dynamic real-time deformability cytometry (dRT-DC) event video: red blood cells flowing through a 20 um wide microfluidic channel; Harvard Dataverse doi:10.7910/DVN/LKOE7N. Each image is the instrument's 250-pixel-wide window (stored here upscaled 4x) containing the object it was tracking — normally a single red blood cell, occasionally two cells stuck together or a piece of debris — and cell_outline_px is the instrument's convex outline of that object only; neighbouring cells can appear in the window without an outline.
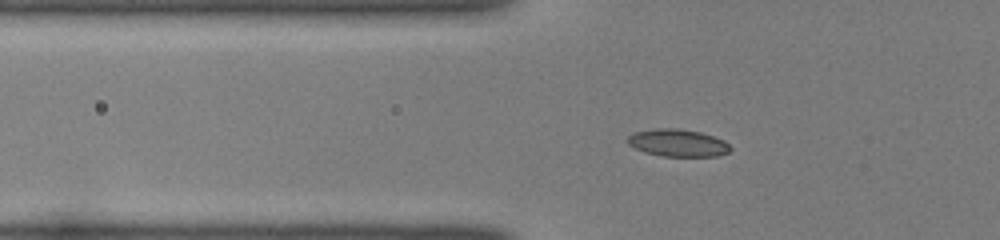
{"species": "common noctule bat (a hibernating species)", "species_latin": "Nyctalus noctula", "temperature_condition": "room temperature", "stored_images_in_passage": 41, "segment_of_instrument_passage": [1, 2], "camera_frame_rate_fps": 3000, "um_per_image_px": 0.085, "animal": {"sex": "female", "body_mass_g": 22.0, "forearm_length_mm": 56.7}, "frame": {"image": 1, "passage_image": 7, "time_ms": 2.0, "image_size_px": [1000, 240], "cell_outline_px": [[732, 148], [728, 152], [716, 156], [664, 156], [644, 152], [628, 144], [624, 140], [632, 132], [652, 128], [676, 128], [700, 132], [724, 140]], "centroid_in_image_um": [57.56, 12.13], "position_along_channel_um": 68.2, "area_um2": 16.47}}
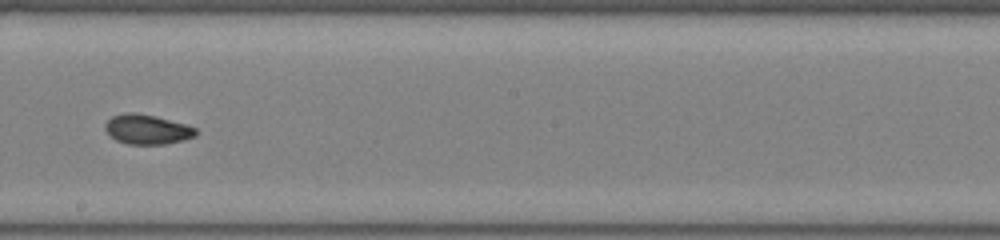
{"frame": {"image": 2, "passage_image": 20, "time_ms": 6.333, "image_size_px": [1000, 240], "cell_outline_px": [[196, 136], [184, 140], [164, 144], [128, 144], [116, 140], [104, 128], [104, 124], [112, 116], [128, 112], [132, 112], [152, 116], [184, 124], [196, 128]], "centroid_in_image_um": [12.49, 11.01], "position_along_channel_um": 235.7, "area_um2": 15.37}}
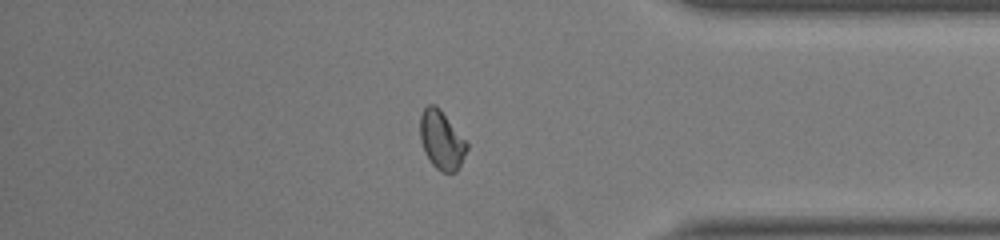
{"frame": {"image": 3, "passage_image": 33, "time_ms": 10.667, "image_size_px": [1000, 240], "cell_outline_px": [[468, 148], [456, 172], [440, 172], [432, 164], [424, 152], [420, 140], [420, 116], [424, 108], [428, 104], [436, 104], [440, 108], [468, 144]], "centroid_in_image_um": [37.51, 11.89], "position_along_channel_um": 397.7, "area_um2": 15.95}}